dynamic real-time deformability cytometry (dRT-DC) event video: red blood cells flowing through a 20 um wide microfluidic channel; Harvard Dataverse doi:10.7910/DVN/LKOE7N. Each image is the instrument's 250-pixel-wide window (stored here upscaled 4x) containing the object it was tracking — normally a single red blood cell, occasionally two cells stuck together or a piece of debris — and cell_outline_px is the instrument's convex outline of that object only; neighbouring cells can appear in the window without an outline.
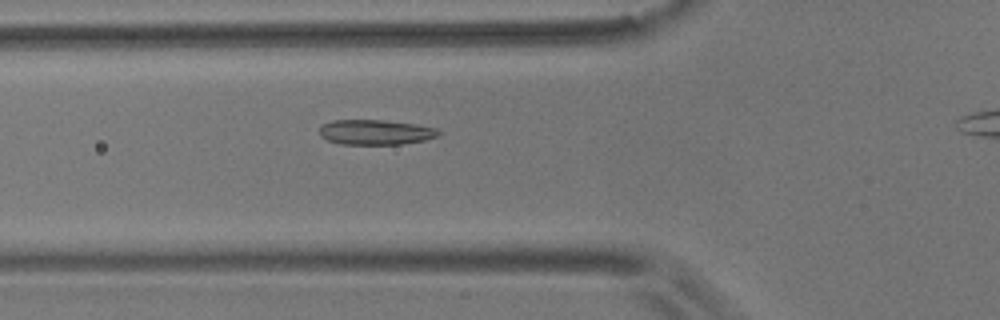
{"species": "common noctule bat (a hibernating species)", "species_latin": "Nyctalus noctula", "temperature_condition": "room temperature", "stored_images_in_passage": 41, "camera_frame_rate_fps": 3000, "um_per_image_px": 0.085, "animal": {"sex": "male", "body_mass_g": 17.9}, "frame": {"image": 1, "passage_image": 12, "time_ms": 3.667, "image_size_px": [1000, 320], "cell_outline_px": [[440, 136], [424, 140], [400, 144], [340, 144], [328, 140], [320, 136], [320, 128], [324, 124], [332, 120], [384, 120], [416, 124], [436, 128], [440, 132]], "centroid_in_image_um": [31.94, 11.23], "position_along_channel_um": 93.9, "area_um2": 17.34}}
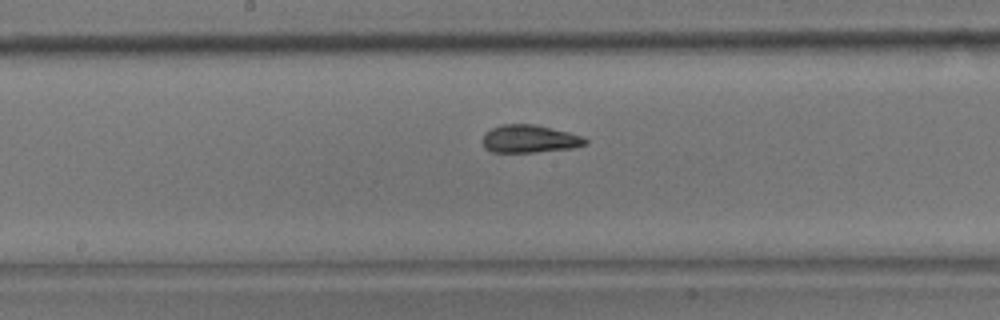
{"frame": {"image": 2, "passage_image": 21, "time_ms": 6.667, "image_size_px": [1000, 320], "cell_outline_px": [[588, 144], [572, 148], [536, 152], [492, 152], [484, 148], [484, 132], [500, 124], [536, 124], [568, 132], [580, 136], [588, 140]], "centroid_in_image_um": [45.01, 11.8], "position_along_channel_um": 203.2, "area_um2": 16.65}}
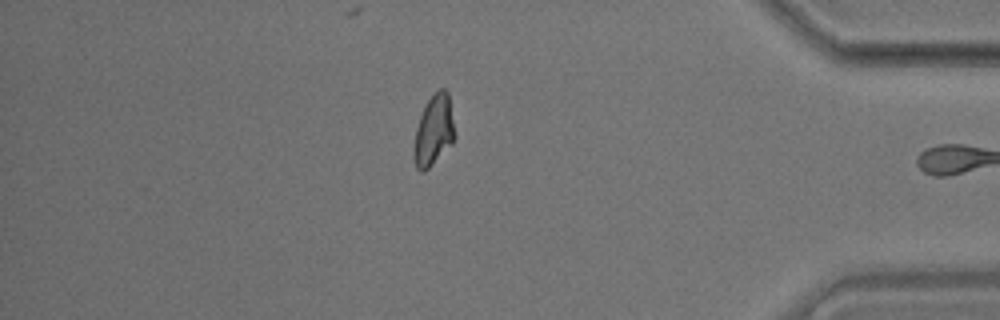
{"frame": {"image": 3, "passage_image": 40, "time_ms": 13.0, "image_size_px": [1000, 320], "cell_outline_px": [[456, 136], [452, 144], [424, 172], [420, 172], [416, 168], [412, 156], [412, 152], [416, 128], [420, 116], [428, 100], [440, 88], [444, 88], [448, 92]], "centroid_in_image_um": [36.86, 11.13], "position_along_channel_um": 398.3, "area_um2": 16.88}, "authors_computed_cell_mechanics": {"area_um2": 16.9354, "velocity_mm_per_s": 3.6198, "shape_relaxation_time_tau1_ms": 4.7134, "shape_relaxation_time_tau2_ms": 1.1872, "deformation_change_tau1": 0.1622, "deformation_change_tau2": 0.0537}}